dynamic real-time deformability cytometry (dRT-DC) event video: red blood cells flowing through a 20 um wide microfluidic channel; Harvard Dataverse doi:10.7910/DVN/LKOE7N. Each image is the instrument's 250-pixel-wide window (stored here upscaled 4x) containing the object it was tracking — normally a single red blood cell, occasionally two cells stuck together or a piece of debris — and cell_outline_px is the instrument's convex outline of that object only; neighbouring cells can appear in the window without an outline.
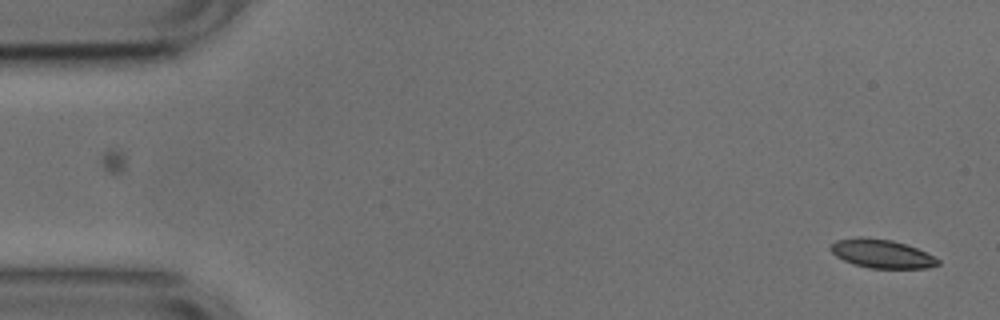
{"species": "common noctule bat (a hibernating species)", "species_latin": "Nyctalus noctula", "temperature_condition": "cold", "stored_images_in_passage": 15, "camera_frame_rate_fps": 3000, "um_per_image_px": 0.085, "animal": {"sex": "male", "body_mass_g": 17.9, "forearm_length_mm": 54.2}, "frame": {"image": 1, "passage_image": 1, "time_ms": 0.0, "image_size_px": [1000, 320], "cell_outline_px": [[940, 264], [928, 268], [868, 268], [852, 264], [836, 256], [828, 248], [836, 240], [860, 236], [892, 240], [916, 248], [940, 260]], "centroid_in_image_um": [74.91, 21.56], "position_along_channel_um": 10.1, "area_um2": 17.86}}
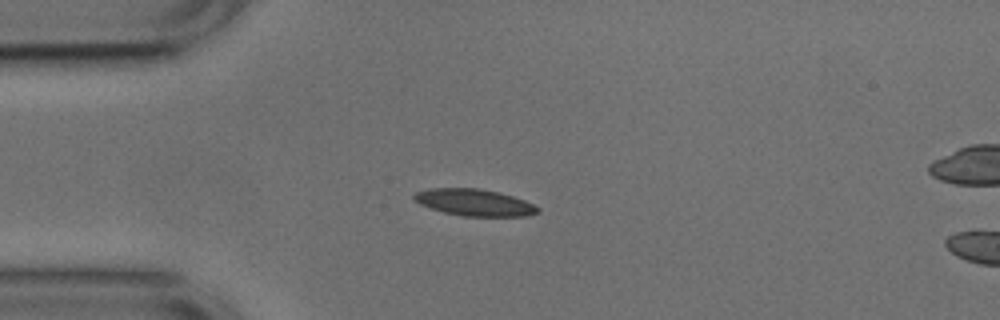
{"frame": {"image": 2, "passage_image": 12, "time_ms": 3.667, "image_size_px": [1000, 320], "cell_outline_px": [[540, 212], [528, 216], [464, 216], [444, 212], [420, 204], [412, 196], [416, 192], [428, 188], [476, 188], [496, 192], [512, 196], [524, 200], [540, 208]], "centroid_in_image_um": [40.33, 17.21], "position_along_channel_um": 44.7, "area_um2": 19.07}}